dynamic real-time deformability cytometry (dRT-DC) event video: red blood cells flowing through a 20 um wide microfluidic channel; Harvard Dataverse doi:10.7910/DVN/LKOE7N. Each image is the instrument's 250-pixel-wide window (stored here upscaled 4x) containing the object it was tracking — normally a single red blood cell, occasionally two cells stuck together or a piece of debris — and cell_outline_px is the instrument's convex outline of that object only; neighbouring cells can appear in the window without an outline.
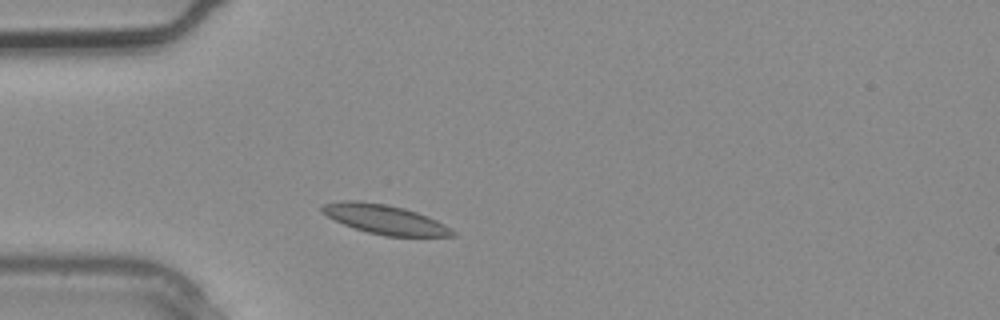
{"species": "common noctule bat (a hibernating species)", "species_latin": "Nyctalus noctula", "temperature_condition": "warm", "stored_images_in_passage": 3, "camera_frame_rate_fps": 3000, "um_per_image_px": 0.085, "animal": {"sex": "male", "body_mass_g": 20.4}, "frame": {"image": 1, "passage_image": 2, "time_ms": 0.333, "image_size_px": [1000, 320], "cell_outline_px": [[456, 236], [384, 236], [368, 232], [344, 224], [320, 212], [320, 208], [324, 204], [344, 200], [356, 200], [388, 204], [404, 208], [428, 216], [444, 224], [456, 232]], "centroid_in_image_um": [32.72, 18.64], "position_along_channel_um": 52.3, "area_um2": 22.2}}